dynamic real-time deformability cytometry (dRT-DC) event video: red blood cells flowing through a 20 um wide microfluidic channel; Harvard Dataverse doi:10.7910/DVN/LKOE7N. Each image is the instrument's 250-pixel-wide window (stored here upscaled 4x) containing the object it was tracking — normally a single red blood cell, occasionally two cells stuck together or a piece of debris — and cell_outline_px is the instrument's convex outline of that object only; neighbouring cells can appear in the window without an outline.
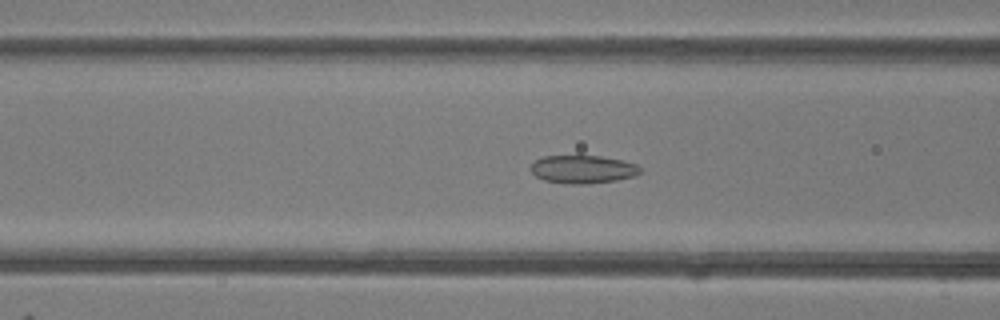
{"species": "common noctule bat (a hibernating species)", "species_latin": "Nyctalus noctula", "temperature_condition": "room temperature", "stored_images_in_passage": 49, "camera_frame_rate_fps": 3000, "um_per_image_px": 0.085, "animal": {"sex": "female"}, "frame": {"image": 1, "passage_image": 19, "time_ms": 6.0, "image_size_px": [1000, 320], "cell_outline_px": [[640, 172], [636, 176], [616, 180], [588, 184], [564, 184], [544, 180], [536, 176], [528, 168], [536, 160], [544, 156], [600, 156], [624, 160], [636, 164], [640, 168]], "centroid_in_image_um": [49.54, 14.4], "position_along_channel_um": 117.1, "area_um2": 18.03}}
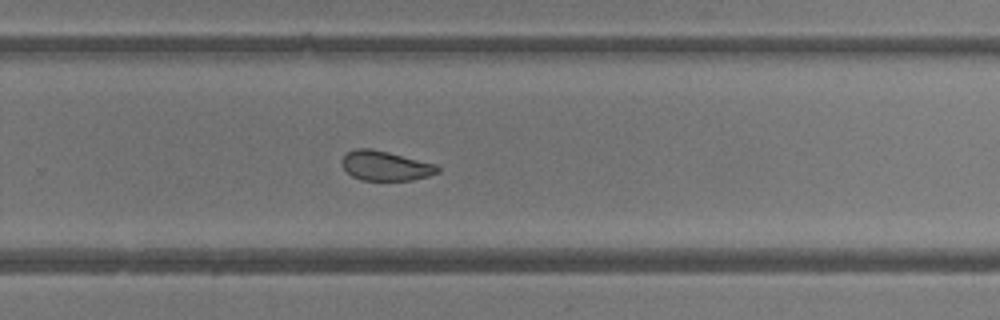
{"frame": {"image": 2, "passage_image": 32, "time_ms": 10.333, "image_size_px": [1000, 320], "cell_outline_px": [[440, 172], [428, 176], [412, 180], [360, 180], [352, 176], [340, 164], [340, 160], [348, 152], [356, 148], [372, 148], [436, 164], [440, 168]], "centroid_in_image_um": [32.75, 14.09], "position_along_channel_um": 297.0, "area_um2": 16.59}}
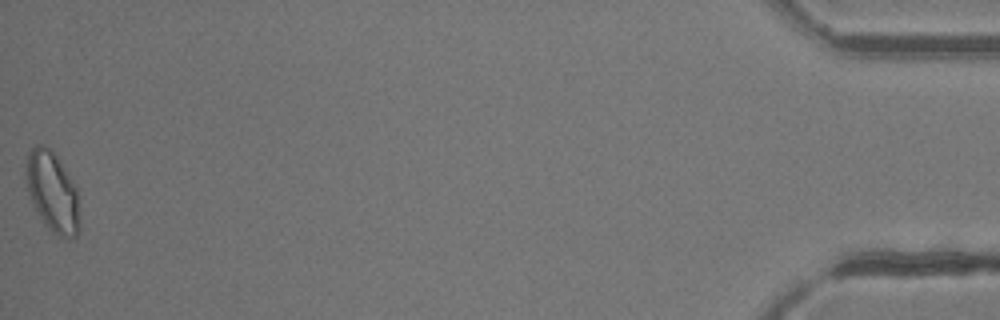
{"frame": {"image": 3, "passage_image": 49, "time_ms": 16.0, "image_size_px": [1000, 320], "cell_outline_px": [[80, 228], [76, 236], [68, 240], [56, 236], [44, 224], [36, 212], [32, 204], [28, 192], [24, 176], [24, 164], [28, 152], [36, 144], [40, 144], [48, 148], [56, 156], [76, 188], [80, 224]], "centroid_in_image_um": [4.42, 16.36], "position_along_channel_um": 430.8, "area_um2": 25.37}, "authors_computed_cell_mechanics": {"area_um2": 19.4786, "velocity_mm_per_s": 4.1624, "shape_relaxation_time_tau1_ms": null, "shape_relaxation_time_tau2_ms": 1.5079, "deformation_change_tau1": null, "deformation_change_tau2": 0.0748}}